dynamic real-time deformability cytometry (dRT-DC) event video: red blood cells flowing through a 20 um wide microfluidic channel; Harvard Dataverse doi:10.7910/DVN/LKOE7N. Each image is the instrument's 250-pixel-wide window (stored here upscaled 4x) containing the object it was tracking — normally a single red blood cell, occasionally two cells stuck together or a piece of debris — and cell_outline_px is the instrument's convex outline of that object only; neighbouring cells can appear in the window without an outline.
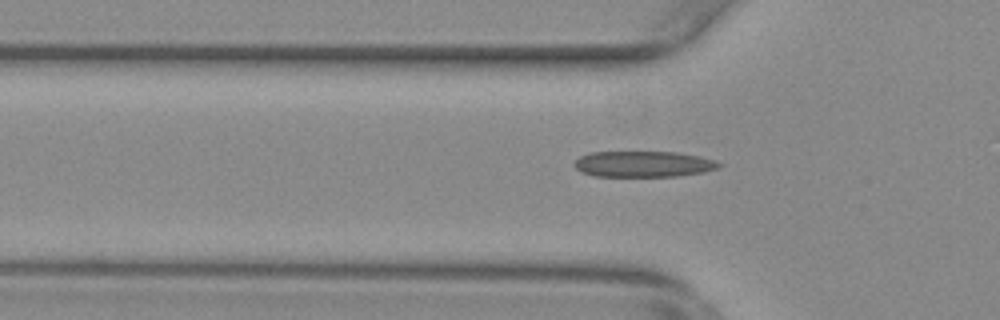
{"species": "common noctule bat (a hibernating species)", "species_latin": "Nyctalus noctula", "temperature_condition": "warm", "stored_images_in_passage": 54, "camera_frame_rate_fps": 3000, "um_per_image_px": 0.085, "animal": {"sex": "female", "body_mass_g": 29.2, "forearm_length_mm": 56.3}, "frame": {"image": 1, "passage_image": 17, "time_ms": 5.333, "image_size_px": [1000, 320], "cell_outline_px": [[724, 164], [716, 168], [704, 172], [676, 176], [592, 176], [580, 172], [572, 164], [580, 156], [592, 152], [676, 152], [700, 156]], "centroid_in_image_um": [54.65, 13.95], "position_along_channel_um": 71.2, "area_um2": 21.85}}
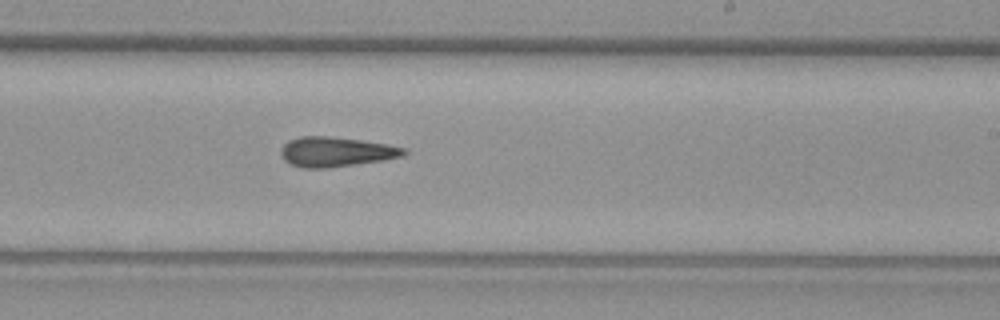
{"frame": {"image": 2, "passage_image": 32, "time_ms": 10.333, "image_size_px": [1000, 320], "cell_outline_px": [[408, 152], [404, 156], [384, 160], [328, 168], [300, 168], [284, 160], [280, 152], [284, 144], [288, 140], [300, 136], [328, 136], [360, 140], [388, 144], [408, 148]], "centroid_in_image_um": [28.59, 12.9], "position_along_channel_um": 260.4, "area_um2": 21.5}}
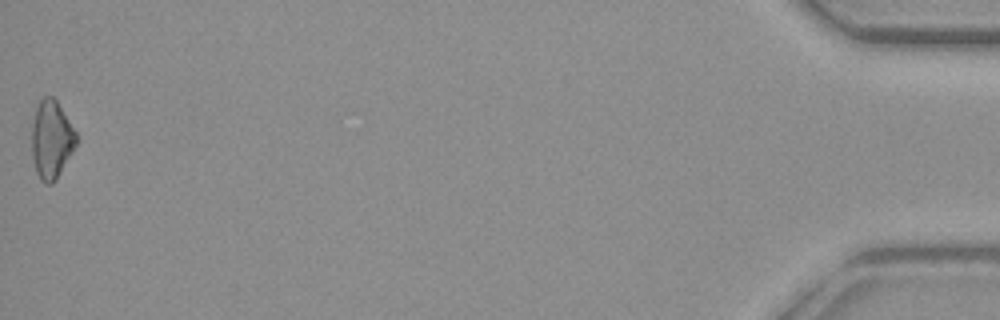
{"frame": {"image": 3, "passage_image": 54, "time_ms": 17.667, "image_size_px": [1000, 320], "cell_outline_px": [[76, 144], [72, 152], [56, 180], [52, 184], [44, 184], [40, 180], [36, 172], [32, 156], [32, 124], [36, 108], [40, 100], [44, 96], [52, 96], [56, 100], [76, 132]], "centroid_in_image_um": [4.35, 11.88], "position_along_channel_um": 430.8, "area_um2": 20.11}, "authors_computed_cell_mechanics": {"area_um2": 21.2415, "velocity_mm_per_s": 3.7734, "shape_relaxation_time_tau1_ms": null, "shape_relaxation_time_tau2_ms": 5.721, "deformation_change_tau1": null, "deformation_change_tau2": 0.1801}}